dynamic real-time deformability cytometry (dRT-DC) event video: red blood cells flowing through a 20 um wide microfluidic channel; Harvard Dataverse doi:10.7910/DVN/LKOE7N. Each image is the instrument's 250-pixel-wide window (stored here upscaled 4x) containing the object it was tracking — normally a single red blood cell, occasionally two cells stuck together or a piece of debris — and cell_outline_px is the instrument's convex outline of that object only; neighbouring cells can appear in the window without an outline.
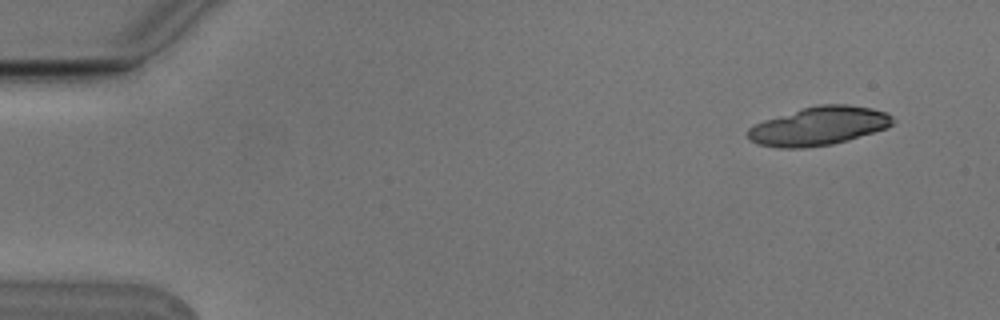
{"species": "Egyptian fruit bat (a non-hibernating species)", "species_latin": "Rousettus aegyptiacus", "temperature_condition": "cold", "stored_images_in_passage": 10, "camera_frame_rate_fps": 3000, "um_per_image_px": 0.085, "animal": {"sex": "male"}, "frame": {"image": 1, "passage_image": 1, "time_ms": 0.0, "image_size_px": [1000, 320], "cell_outline_px": [[896, 120], [888, 128], [848, 140], [832, 144], [804, 148], [776, 148], [756, 144], [748, 136], [748, 128], [764, 120], [804, 108], [820, 104], [848, 104], [872, 108], [884, 112], [892, 116]], "centroid_in_image_um": [69.63, 10.72], "position_along_channel_um": 15.4, "area_um2": 32.48}}
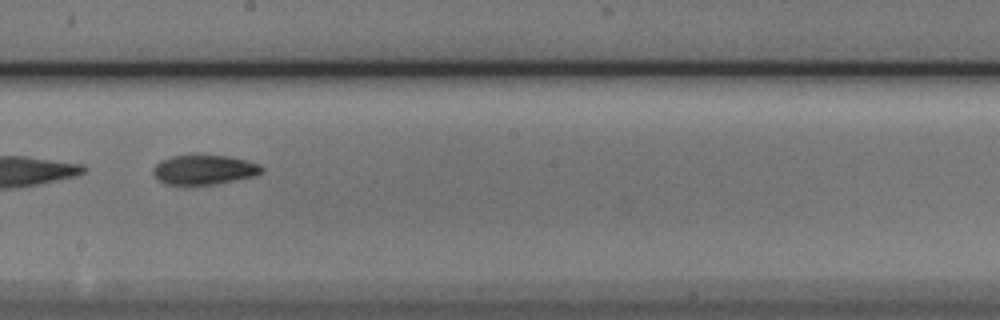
{"frame": {"image": 2, "passage_image": 8, "time_ms": 2.333, "image_size_px": [1000, 320], "cell_outline_px": [[264, 172], [256, 176], [212, 184], [168, 184], [160, 180], [152, 172], [152, 168], [160, 160], [172, 156], [196, 152], [228, 156], [248, 160], [260, 164], [264, 168]], "centroid_in_image_um": [17.38, 14.36], "position_along_channel_um": 230.8, "area_um2": 19.31}}
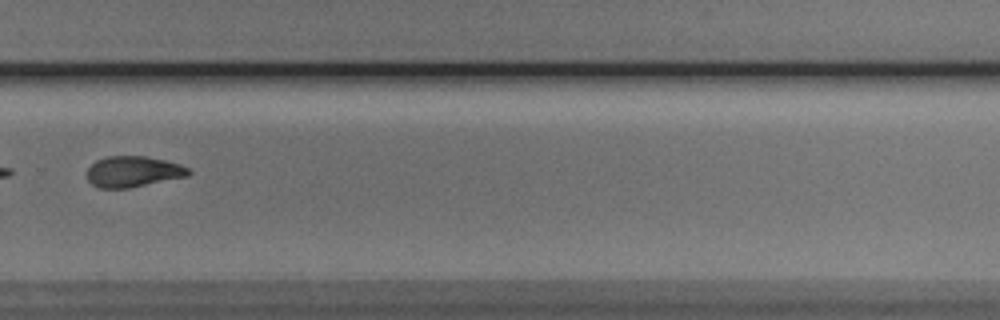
{"frame": {"image": 3, "passage_image": 10, "time_ms": 3.0, "image_size_px": [1000, 320], "cell_outline_px": [[192, 172], [188, 176], [128, 188], [100, 188], [92, 184], [88, 180], [88, 168], [96, 160], [108, 156], [144, 156], [164, 160], [180, 164], [188, 168]], "centroid_in_image_um": [11.32, 14.58], "position_along_channel_um": 318.5, "area_um2": 18.15}}